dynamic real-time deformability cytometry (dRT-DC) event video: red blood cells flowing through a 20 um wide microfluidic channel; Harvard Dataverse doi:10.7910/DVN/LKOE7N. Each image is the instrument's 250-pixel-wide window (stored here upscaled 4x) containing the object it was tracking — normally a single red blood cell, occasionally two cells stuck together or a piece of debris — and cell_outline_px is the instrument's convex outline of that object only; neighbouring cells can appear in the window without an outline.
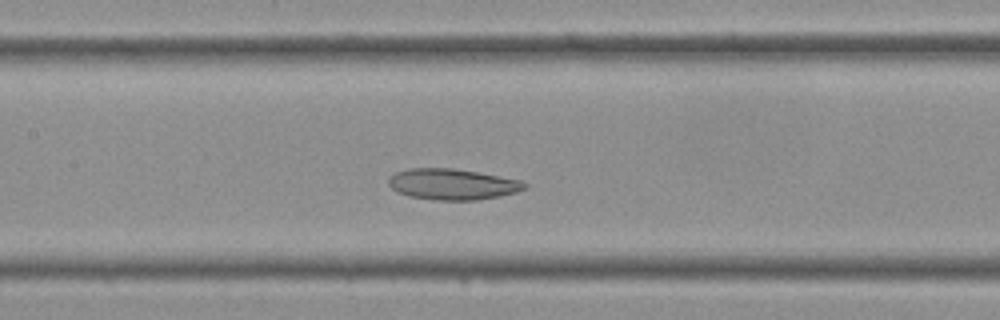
{"species": "Egyptian fruit bat (a non-hibernating species)", "species_latin": "Rousettus aegyptiacus", "temperature_condition": "cold", "stored_images_in_passage": 35, "camera_frame_rate_fps": 3000, "um_per_image_px": 0.085, "frame": {"image": 1, "passage_image": 13, "time_ms": 4.0, "image_size_px": [1000, 320], "cell_outline_px": [[528, 184], [524, 188], [516, 192], [500, 196], [476, 200], [436, 200], [408, 196], [396, 192], [388, 184], [388, 180], [396, 172], [408, 168], [452, 168], [476, 172], [520, 180]], "centroid_in_image_um": [38.42, 15.66], "position_along_channel_um": 169.0, "area_um2": 24.39}}
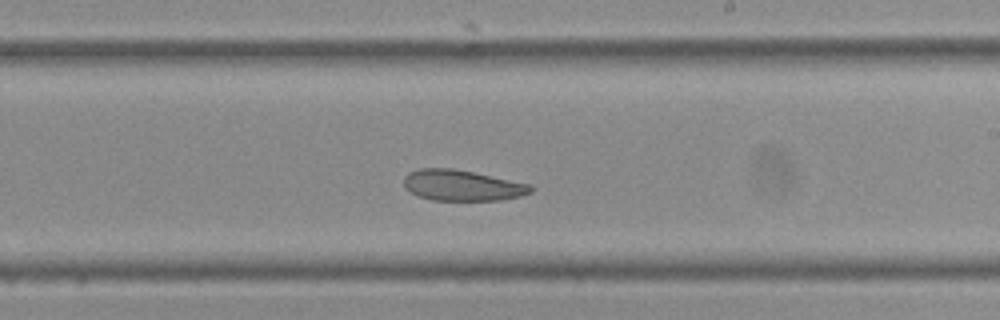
{"frame": {"image": 2, "passage_image": 18, "time_ms": 5.667, "image_size_px": [1000, 320], "cell_outline_px": [[532, 192], [520, 196], [500, 200], [432, 200], [408, 192], [404, 188], [404, 176], [408, 172], [420, 168], [452, 168], [532, 184]], "centroid_in_image_um": [39.25, 15.75], "position_along_channel_um": 249.7, "area_um2": 22.83}}
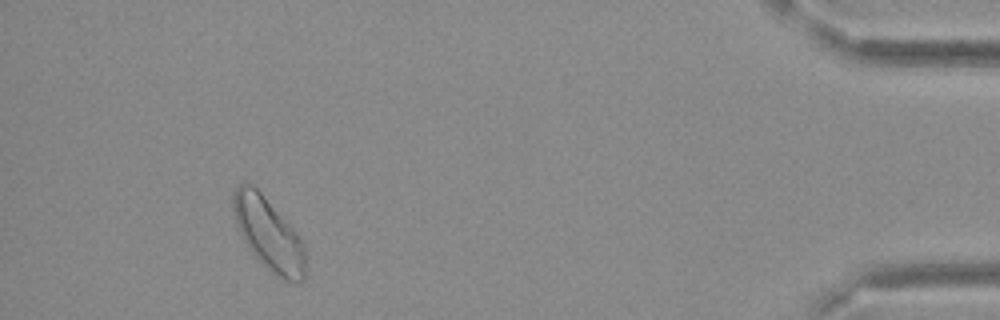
{"frame": {"image": 3, "passage_image": 32, "time_ms": 10.333, "image_size_px": [1000, 320], "cell_outline_px": [[304, 280], [284, 280], [272, 272], [248, 248], [240, 232], [232, 208], [232, 196], [236, 188], [240, 184], [252, 184], [260, 192], [300, 236], [304, 244]], "centroid_in_image_um": [22.81, 19.86], "position_along_channel_um": 412.4, "area_um2": 29.54}}